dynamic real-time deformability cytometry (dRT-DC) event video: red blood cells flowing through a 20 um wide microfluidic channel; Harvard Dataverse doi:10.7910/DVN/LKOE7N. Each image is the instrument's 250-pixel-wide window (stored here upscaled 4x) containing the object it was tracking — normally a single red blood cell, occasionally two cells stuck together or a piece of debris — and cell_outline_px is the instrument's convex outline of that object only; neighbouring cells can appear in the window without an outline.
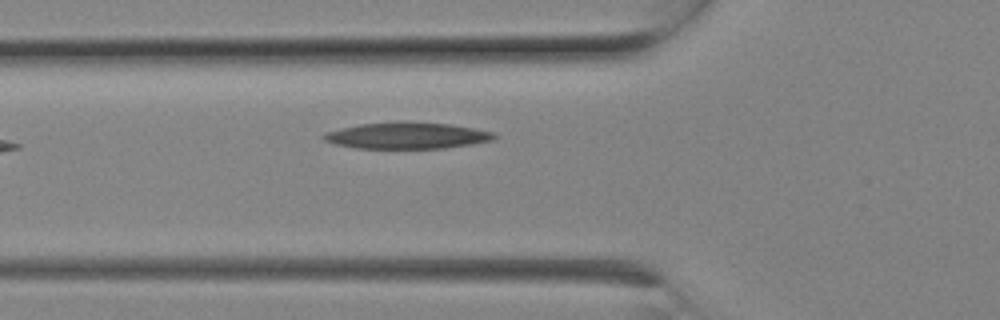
{"species": "Egyptian fruit bat (a non-hibernating species)", "species_latin": "Rousettus aegyptiacus", "temperature_condition": "room temperature", "stored_images_in_passage": 3, "camera_frame_rate_fps": 3000, "um_per_image_px": 0.085, "animal": {"sex": "female"}, "frame": {"image": 1, "passage_image": 3, "time_ms": 0.667, "image_size_px": [1000, 320], "cell_outline_px": [[500, 136], [492, 140], [472, 144], [444, 148], [356, 148], [336, 144], [324, 140], [320, 136], [328, 132], [340, 128], [360, 124], [452, 124], [496, 132]], "centroid_in_image_um": [34.66, 11.56], "position_along_channel_um": 91.1, "area_um2": 25.32}}